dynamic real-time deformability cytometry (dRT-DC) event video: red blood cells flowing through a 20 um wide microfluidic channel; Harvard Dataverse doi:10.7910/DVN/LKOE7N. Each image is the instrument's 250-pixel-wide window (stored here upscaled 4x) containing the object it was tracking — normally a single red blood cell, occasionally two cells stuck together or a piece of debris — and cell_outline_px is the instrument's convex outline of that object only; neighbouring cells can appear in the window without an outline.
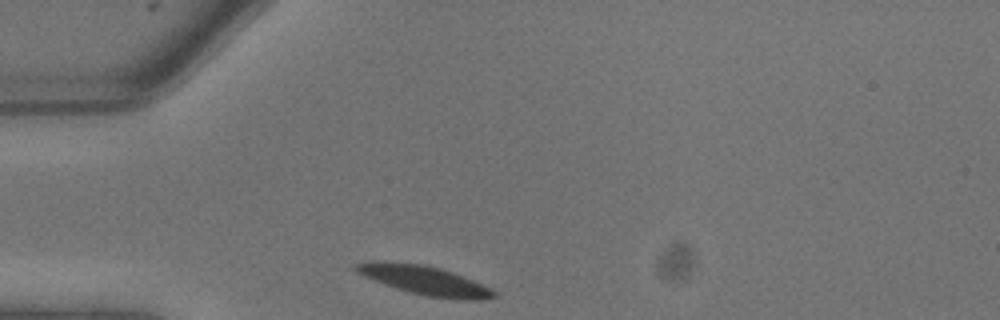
{"species": "common noctule bat (a hibernating species)", "species_latin": "Nyctalus noctula", "temperature_condition": "warm", "stored_images_in_passage": 6, "camera_frame_rate_fps": 3000, "um_per_image_px": 0.085, "animal": {"sex": "male", "body_mass_g": 13.3}, "frame": {"image": 1, "passage_image": 1, "time_ms": 0.0, "image_size_px": [1000, 320], "cell_outline_px": [[496, 296], [480, 300], [464, 300], [428, 296], [396, 288], [384, 284], [364, 276], [356, 272], [352, 268], [356, 264], [372, 260], [384, 260], [424, 264], [440, 268], [464, 276], [496, 292]], "centroid_in_image_um": [36.02, 23.79], "position_along_channel_um": 49.0, "area_um2": 23.24}}
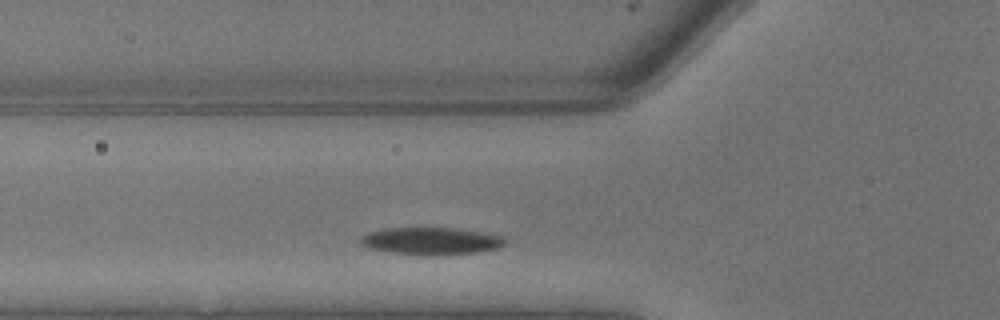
{"frame": {"image": 2, "passage_image": 3, "time_ms": 0.667, "image_size_px": [1000, 320], "cell_outline_px": [[508, 240], [500, 248], [476, 252], [436, 256], [424, 256], [392, 252], [368, 248], [360, 244], [360, 236], [368, 232], [384, 228], [460, 228], [504, 236]], "centroid_in_image_um": [36.66, 20.49], "position_along_channel_um": 89.1, "area_um2": 23.41}}